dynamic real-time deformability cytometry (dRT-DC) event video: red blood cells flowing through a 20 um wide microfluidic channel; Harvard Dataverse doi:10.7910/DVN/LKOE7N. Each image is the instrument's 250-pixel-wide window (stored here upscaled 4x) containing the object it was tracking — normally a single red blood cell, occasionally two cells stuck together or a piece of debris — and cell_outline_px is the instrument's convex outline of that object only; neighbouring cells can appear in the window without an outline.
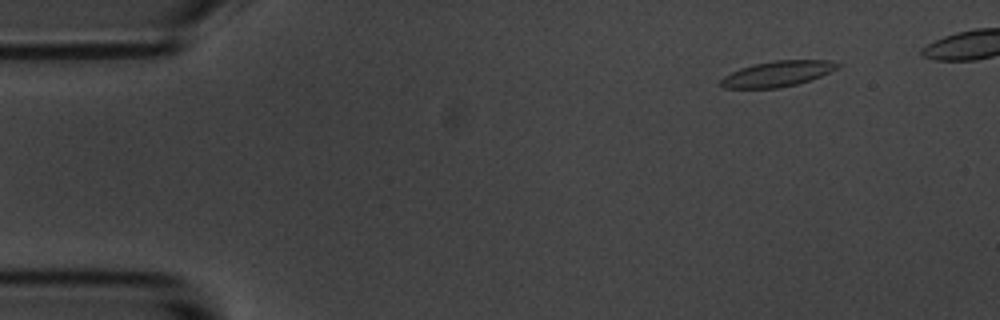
{"species": "common noctule bat (a hibernating species)", "species_latin": "Nyctalus noctula", "temperature_condition": "room temperature", "stored_images_in_passage": 3, "camera_frame_rate_fps": 3000, "um_per_image_px": 0.085, "animal": {"sex": "male", "body_mass_g": 20.1, "forearm_length_mm": 53.5}, "frame": {"image": 1, "passage_image": 1, "time_ms": 0.0, "image_size_px": [1000, 320], "cell_outline_px": [[844, 64], [820, 76], [796, 84], [776, 88], [724, 88], [720, 84], [720, 80], [724, 76], [740, 68], [752, 64], [776, 60], [828, 60]], "centroid_in_image_um": [66.06, 6.26], "position_along_channel_um": 18.9, "area_um2": 17.22}}